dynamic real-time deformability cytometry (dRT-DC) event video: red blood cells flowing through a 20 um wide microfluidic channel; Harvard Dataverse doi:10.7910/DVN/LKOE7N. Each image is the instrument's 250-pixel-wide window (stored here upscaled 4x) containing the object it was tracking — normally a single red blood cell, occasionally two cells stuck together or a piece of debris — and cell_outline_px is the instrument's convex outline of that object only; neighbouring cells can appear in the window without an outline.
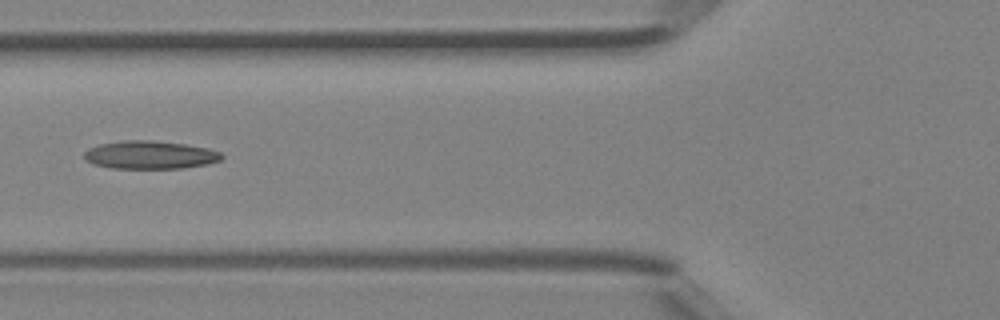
{"species": "Egyptian fruit bat (a non-hibernating species)", "species_latin": "Rousettus aegyptiacus", "temperature_condition": "room temperature", "stored_images_in_passage": 3, "camera_frame_rate_fps": 3000, "um_per_image_px": 0.085, "animal": {"sex": "female"}, "frame": {"image": 1, "passage_image": 3, "time_ms": 0.667, "image_size_px": [1000, 320], "cell_outline_px": [[224, 156], [220, 160], [208, 164], [180, 168], [112, 168], [92, 164], [84, 160], [84, 152], [88, 148], [100, 144], [124, 140], [152, 140], [184, 144], [208, 148], [220, 152]], "centroid_in_image_um": [12.72, 13.16], "position_along_channel_um": 113.1, "area_um2": 22.54}}